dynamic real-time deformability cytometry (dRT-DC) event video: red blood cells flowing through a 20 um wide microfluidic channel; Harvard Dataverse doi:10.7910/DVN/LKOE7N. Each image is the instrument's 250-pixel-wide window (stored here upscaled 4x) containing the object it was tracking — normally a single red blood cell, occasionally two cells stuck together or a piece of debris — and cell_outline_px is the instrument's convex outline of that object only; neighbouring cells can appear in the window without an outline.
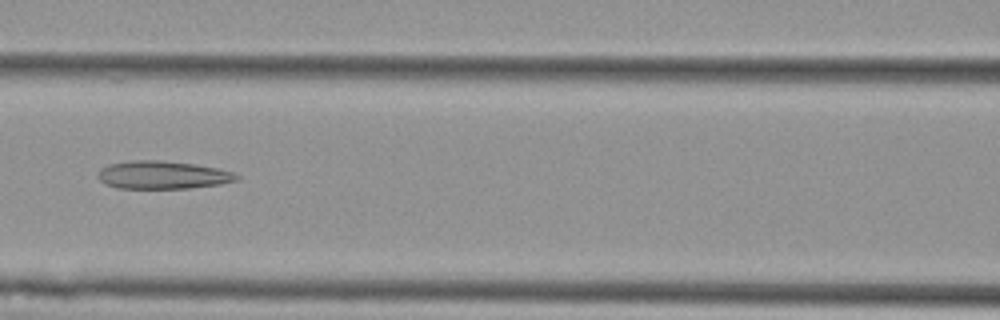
{"species": "Egyptian fruit bat (a non-hibernating species)", "species_latin": "Rousettus aegyptiacus", "temperature_condition": "cold", "stored_images_in_passage": 7, "camera_frame_rate_fps": 3000, "um_per_image_px": 0.085, "animal": {"sex": "female"}, "frame": {"image": 1, "passage_image": 7, "time_ms": 2.0, "image_size_px": [1000, 320], "cell_outline_px": [[240, 176], [236, 180], [220, 184], [188, 188], [116, 188], [104, 184], [96, 176], [96, 172], [100, 168], [108, 164], [132, 160], [160, 160], [192, 164], [216, 168], [232, 172]], "centroid_in_image_um": [13.74, 14.87], "position_along_channel_um": 152.9, "area_um2": 22.6}}